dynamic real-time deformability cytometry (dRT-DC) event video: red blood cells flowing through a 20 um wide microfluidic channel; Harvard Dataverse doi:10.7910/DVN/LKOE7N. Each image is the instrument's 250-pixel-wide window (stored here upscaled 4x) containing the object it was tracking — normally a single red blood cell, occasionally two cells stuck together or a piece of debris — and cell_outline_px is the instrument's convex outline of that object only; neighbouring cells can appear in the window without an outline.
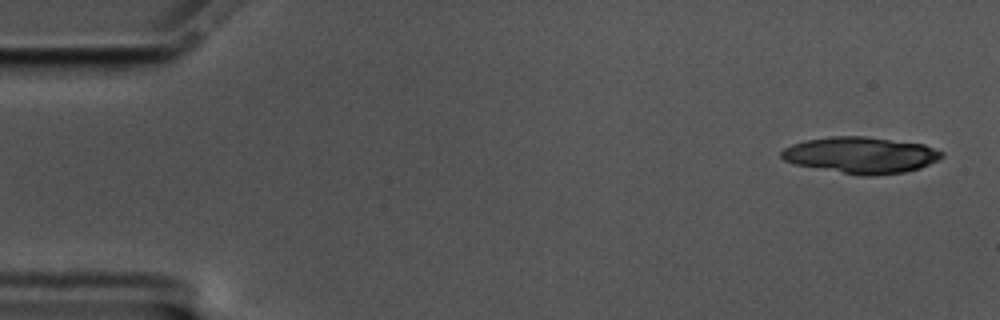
{"species": "common noctule bat (a hibernating species)", "species_latin": "Nyctalus noctula", "temperature_condition": "cold", "stored_images_in_passage": 6, "segment_of_instrument_passage": [1, 2], "camera_frame_rate_fps": 3000, "um_per_image_px": 0.085, "animal": {"sex": "male", "body_mass_g": 17.5, "forearm_length_mm": 52.3}, "frame": {"image": 1, "passage_image": 1, "time_ms": 0.0, "image_size_px": [1000, 320], "cell_outline_px": [[936, 156], [924, 164], [912, 168], [892, 172], [852, 172], [844, 168], [888, 144], [916, 144], [928, 148], [936, 152]], "centroid_in_image_um": [75.94, 13.5], "position_along_channel_um": 9.1, "area_um2": 12.31}}